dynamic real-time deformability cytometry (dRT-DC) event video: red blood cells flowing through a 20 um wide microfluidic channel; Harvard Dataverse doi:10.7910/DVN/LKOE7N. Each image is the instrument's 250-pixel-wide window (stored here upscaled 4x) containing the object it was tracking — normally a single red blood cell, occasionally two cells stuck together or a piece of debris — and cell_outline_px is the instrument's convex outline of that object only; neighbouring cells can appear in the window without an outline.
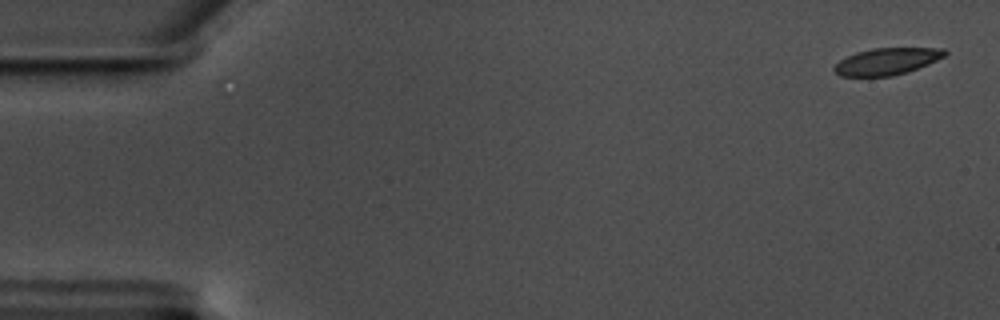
{"species": "common noctule bat (a hibernating species)", "species_latin": "Nyctalus noctula", "temperature_condition": "warm", "stored_images_in_passage": 37, "camera_frame_rate_fps": 3000, "um_per_image_px": 0.085, "animal": {"sex": "male", "body_mass_g": 17.5, "forearm_length_mm": 52.3}, "frame": {"image": 1, "passage_image": 1, "time_ms": 0.0, "image_size_px": [1000, 320], "cell_outline_px": [[948, 52], [944, 56], [928, 64], [892, 76], [840, 76], [832, 68], [840, 60], [856, 52], [872, 48], [944, 48]], "centroid_in_image_um": [75.37, 5.21], "position_along_channel_um": 9.6, "area_um2": 17.05}}
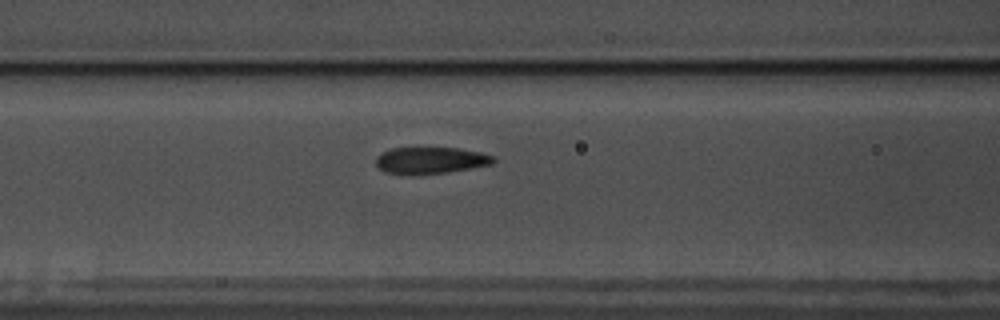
{"frame": {"image": 2, "passage_image": 23, "time_ms": 7.333, "image_size_px": [1000, 320], "cell_outline_px": [[496, 160], [492, 164], [448, 172], [420, 176], [412, 176], [384, 172], [376, 164], [376, 156], [380, 152], [392, 148], [460, 148], [480, 152], [496, 156]], "centroid_in_image_um": [36.58, 13.65], "position_along_channel_um": 130.0, "area_um2": 18.73}}
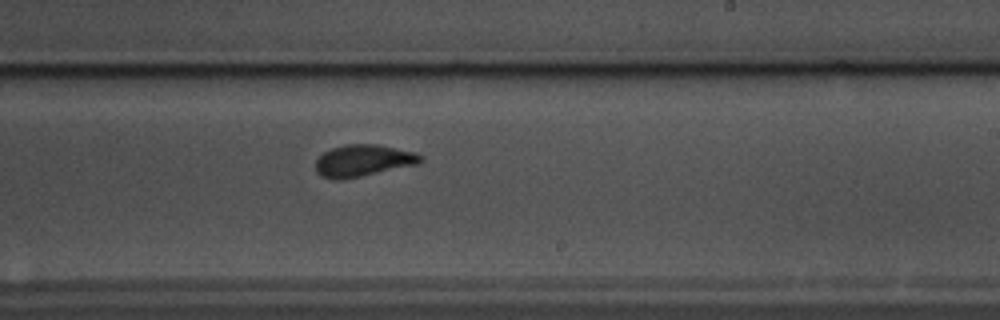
{"frame": {"image": 3, "passage_image": 34, "time_ms": 11.0, "image_size_px": [1000, 320], "cell_outline_px": [[424, 160], [420, 164], [340, 180], [332, 180], [320, 176], [316, 172], [316, 160], [324, 152], [332, 148], [344, 144], [376, 144], [416, 152], [424, 156]], "centroid_in_image_um": [30.89, 13.65], "position_along_channel_um": 258.1, "area_um2": 19.65}}